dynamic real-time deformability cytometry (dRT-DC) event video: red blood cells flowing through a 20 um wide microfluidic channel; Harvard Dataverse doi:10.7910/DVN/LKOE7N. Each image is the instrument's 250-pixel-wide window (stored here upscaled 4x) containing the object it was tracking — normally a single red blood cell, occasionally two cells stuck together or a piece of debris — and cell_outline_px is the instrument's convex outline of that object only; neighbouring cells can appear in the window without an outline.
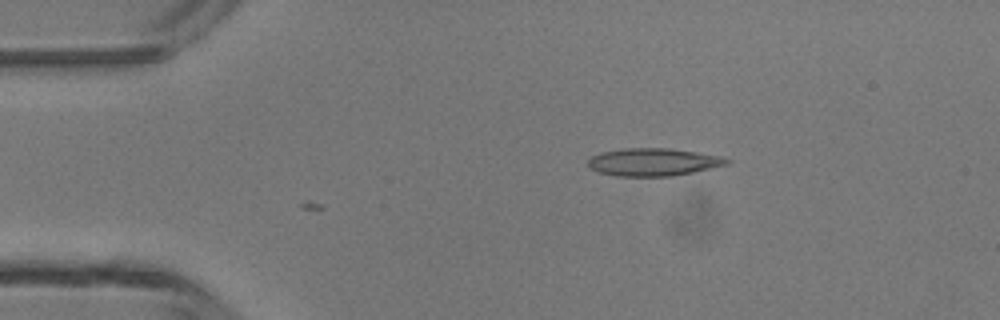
{"species": "common noctule bat (a hibernating species)", "species_latin": "Nyctalus noctula", "temperature_condition": "room temperature", "stored_images_in_passage": 10, "camera_frame_rate_fps": 3000, "um_per_image_px": 0.085, "animal": {"sex": "male", "body_mass_g": 13.3}, "frame": {"image": 1, "passage_image": 10, "time_ms": 3.0, "image_size_px": [1000, 320], "cell_outline_px": [[732, 160], [728, 164], [692, 172], [672, 176], [616, 176], [600, 172], [588, 168], [588, 160], [592, 156], [600, 152], [620, 148], [668, 148], [720, 156]], "centroid_in_image_um": [55.48, 13.77], "position_along_channel_um": 29.5, "area_um2": 22.31}}